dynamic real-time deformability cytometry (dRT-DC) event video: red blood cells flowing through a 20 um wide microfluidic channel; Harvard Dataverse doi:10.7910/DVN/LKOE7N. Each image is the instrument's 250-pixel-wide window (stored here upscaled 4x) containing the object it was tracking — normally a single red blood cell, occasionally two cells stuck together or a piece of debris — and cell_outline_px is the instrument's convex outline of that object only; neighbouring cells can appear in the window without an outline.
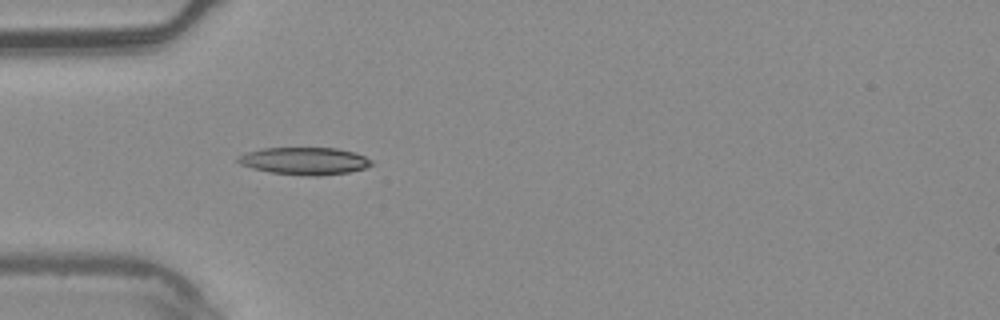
{"species": "common noctule bat (a hibernating species)", "species_latin": "Nyctalus noctula", "temperature_condition": "warm", "stored_images_in_passage": 2, "camera_frame_rate_fps": 3000, "um_per_image_px": 0.085, "animal": {"sex": "male", "body_mass_g": 20.4}, "frame": {"image": 1, "passage_image": 2, "time_ms": 0.333, "image_size_px": [1000, 320], "cell_outline_px": [[376, 164], [364, 168], [348, 172], [320, 176], [304, 176], [268, 172], [252, 168], [240, 164], [236, 160], [236, 156], [248, 152], [264, 148], [336, 148], [356, 152], [372, 160]], "centroid_in_image_um": [25.9, 13.69], "position_along_channel_um": 59.1, "area_um2": 21.5}}